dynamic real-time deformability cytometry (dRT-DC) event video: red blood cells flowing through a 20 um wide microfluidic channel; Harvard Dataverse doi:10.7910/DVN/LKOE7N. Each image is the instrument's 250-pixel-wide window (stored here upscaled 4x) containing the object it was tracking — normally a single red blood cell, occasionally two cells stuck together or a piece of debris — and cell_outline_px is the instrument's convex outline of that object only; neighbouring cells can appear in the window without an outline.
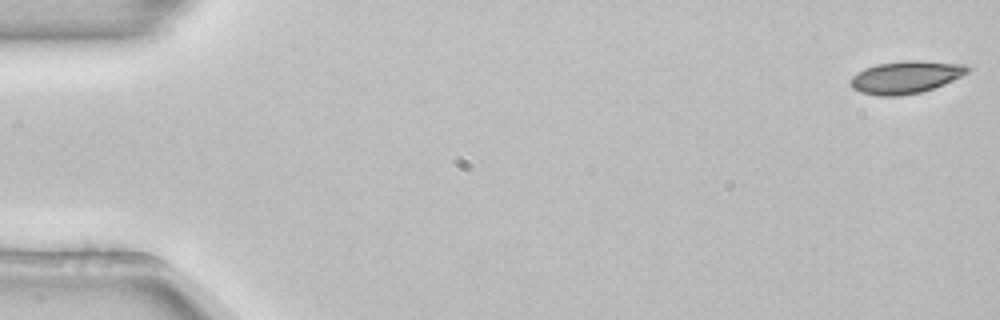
{"species": "common noctule bat (a hibernating species)", "species_latin": "Nyctalus noctula", "temperature_condition": "room temperature", "stored_images_in_passage": 53, "camera_frame_rate_fps": 3000, "um_per_image_px": 0.085, "animal": {"sex": "female", "body_mass_g": 22.7, "forearm_length_mm": 54.2}, "frame": {"image": 1, "passage_image": 1, "time_ms": 0.0, "image_size_px": [1000, 320], "cell_outline_px": [[972, 68], [968, 72], [944, 84], [920, 92], [900, 96], [876, 96], [860, 92], [852, 88], [848, 80], [852, 76], [864, 68], [876, 64], [908, 60], [916, 60], [964, 64]], "centroid_in_image_um": [76.95, 6.56], "position_along_channel_um": 8.1, "area_um2": 22.2}}
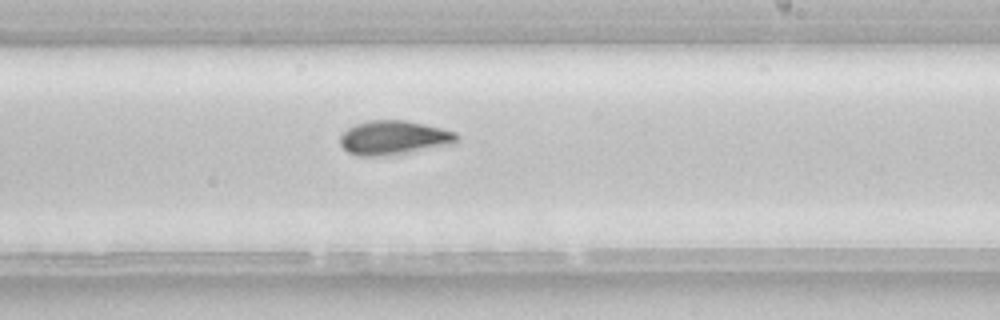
{"frame": {"image": 2, "passage_image": 32, "time_ms": 10.333, "image_size_px": [1000, 320], "cell_outline_px": [[460, 140], [456, 144], [396, 156], [360, 156], [348, 152], [340, 144], [340, 136], [348, 128], [356, 124], [368, 120], [404, 120], [424, 124], [456, 132], [460, 136]], "centroid_in_image_um": [33.55, 11.73], "position_along_channel_um": 255.5, "area_um2": 23.81}}
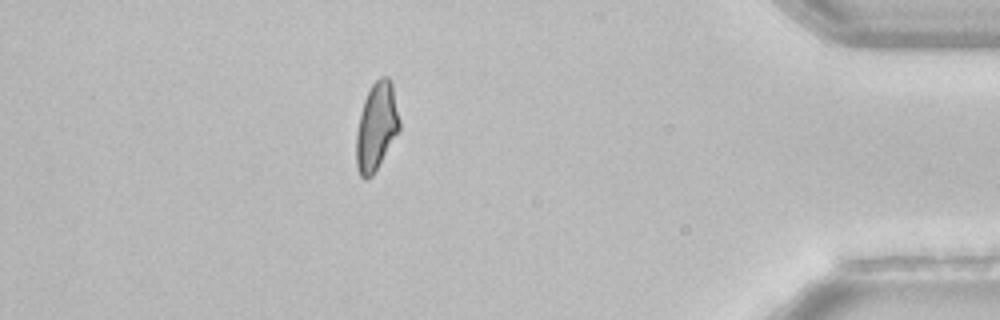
{"frame": {"image": 3, "passage_image": 47, "time_ms": 15.333, "image_size_px": [1000, 320], "cell_outline_px": [[400, 128], [372, 176], [364, 180], [360, 176], [356, 164], [356, 132], [360, 112], [364, 100], [372, 84], [380, 76], [388, 76], [392, 84], [400, 120]], "centroid_in_image_um": [31.98, 10.74], "position_along_channel_um": 403.2, "area_um2": 21.96}, "authors_computed_cell_mechanics": {"area_um2": 22.542, "velocity_mm_per_s": 3.8559, "shape_relaxation_time_tau1_ms": 6.7628, "shape_relaxation_time_tau2_ms": null, "deformation_change_tau1": 0.173, "deformation_change_tau2": null}}